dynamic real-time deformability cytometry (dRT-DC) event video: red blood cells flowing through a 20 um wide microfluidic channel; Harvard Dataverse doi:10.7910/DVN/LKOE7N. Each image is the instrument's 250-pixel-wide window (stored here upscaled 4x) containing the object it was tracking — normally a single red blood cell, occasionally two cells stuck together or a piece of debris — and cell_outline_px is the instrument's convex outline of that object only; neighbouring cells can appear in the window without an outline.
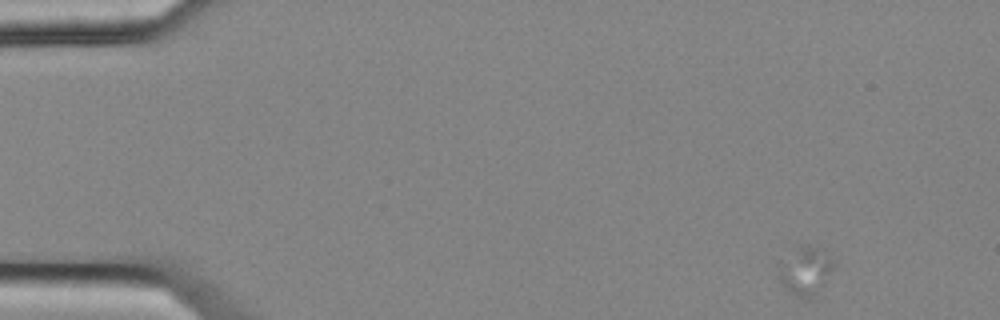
{"species": "common noctule bat (a hibernating species)", "species_latin": "Nyctalus noctula", "temperature_condition": "cold", "stored_images_in_passage": 4, "camera_frame_rate_fps": 3000, "um_per_image_px": 0.085, "animal": {"sex": "female", "body_mass_g": 25.1}, "frame": {"image": 1, "passage_image": 1, "time_ms": 0.0, "image_size_px": [1000, 320], "cell_outline_px": [[836, 264], [824, 284], [816, 296], [812, 300], [804, 300], [796, 296], [784, 288], [780, 284], [776, 260], [800, 244], [808, 244], [816, 248], [828, 256]], "centroid_in_image_um": [68.37, 23.04], "position_along_channel_um": 16.6, "area_um2": 16.24}}